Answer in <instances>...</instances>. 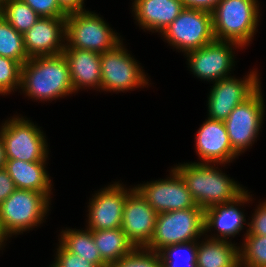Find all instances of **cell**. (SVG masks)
Here are the masks:
<instances>
[{
  "label": "cell",
  "instance_id": "obj_1",
  "mask_svg": "<svg viewBox=\"0 0 266 267\" xmlns=\"http://www.w3.org/2000/svg\"><path fill=\"white\" fill-rule=\"evenodd\" d=\"M20 87L27 96L41 101L74 92L65 56L31 57L21 67Z\"/></svg>",
  "mask_w": 266,
  "mask_h": 267
},
{
  "label": "cell",
  "instance_id": "obj_2",
  "mask_svg": "<svg viewBox=\"0 0 266 267\" xmlns=\"http://www.w3.org/2000/svg\"><path fill=\"white\" fill-rule=\"evenodd\" d=\"M185 181L197 205L204 211L231 202L244 191L240 184L208 163H185L174 168Z\"/></svg>",
  "mask_w": 266,
  "mask_h": 267
},
{
  "label": "cell",
  "instance_id": "obj_3",
  "mask_svg": "<svg viewBox=\"0 0 266 267\" xmlns=\"http://www.w3.org/2000/svg\"><path fill=\"white\" fill-rule=\"evenodd\" d=\"M258 8L256 0H221L212 12L215 40L246 46L256 32Z\"/></svg>",
  "mask_w": 266,
  "mask_h": 267
},
{
  "label": "cell",
  "instance_id": "obj_4",
  "mask_svg": "<svg viewBox=\"0 0 266 267\" xmlns=\"http://www.w3.org/2000/svg\"><path fill=\"white\" fill-rule=\"evenodd\" d=\"M204 216L201 208L159 213L154 235L145 249L158 252L170 245L196 241L205 233Z\"/></svg>",
  "mask_w": 266,
  "mask_h": 267
},
{
  "label": "cell",
  "instance_id": "obj_5",
  "mask_svg": "<svg viewBox=\"0 0 266 267\" xmlns=\"http://www.w3.org/2000/svg\"><path fill=\"white\" fill-rule=\"evenodd\" d=\"M64 40L67 41L65 48L85 49L100 54L110 51L122 43L117 34L101 17L86 10L66 16Z\"/></svg>",
  "mask_w": 266,
  "mask_h": 267
},
{
  "label": "cell",
  "instance_id": "obj_6",
  "mask_svg": "<svg viewBox=\"0 0 266 267\" xmlns=\"http://www.w3.org/2000/svg\"><path fill=\"white\" fill-rule=\"evenodd\" d=\"M49 199L45 193L16 189L0 204V223L5 234L10 237L40 224L49 210Z\"/></svg>",
  "mask_w": 266,
  "mask_h": 267
},
{
  "label": "cell",
  "instance_id": "obj_7",
  "mask_svg": "<svg viewBox=\"0 0 266 267\" xmlns=\"http://www.w3.org/2000/svg\"><path fill=\"white\" fill-rule=\"evenodd\" d=\"M29 121L13 117L2 125L0 136L4 141L7 160L36 162L48 158L43 132Z\"/></svg>",
  "mask_w": 266,
  "mask_h": 267
},
{
  "label": "cell",
  "instance_id": "obj_8",
  "mask_svg": "<svg viewBox=\"0 0 266 267\" xmlns=\"http://www.w3.org/2000/svg\"><path fill=\"white\" fill-rule=\"evenodd\" d=\"M162 34L172 46L185 53L199 49L215 40L212 13L184 8Z\"/></svg>",
  "mask_w": 266,
  "mask_h": 267
},
{
  "label": "cell",
  "instance_id": "obj_9",
  "mask_svg": "<svg viewBox=\"0 0 266 267\" xmlns=\"http://www.w3.org/2000/svg\"><path fill=\"white\" fill-rule=\"evenodd\" d=\"M260 88L237 105L224 121L232 149L238 155L251 146L261 128L265 105Z\"/></svg>",
  "mask_w": 266,
  "mask_h": 267
},
{
  "label": "cell",
  "instance_id": "obj_10",
  "mask_svg": "<svg viewBox=\"0 0 266 267\" xmlns=\"http://www.w3.org/2000/svg\"><path fill=\"white\" fill-rule=\"evenodd\" d=\"M122 45L100 54L101 90L128 91L148 84L146 74Z\"/></svg>",
  "mask_w": 266,
  "mask_h": 267
},
{
  "label": "cell",
  "instance_id": "obj_11",
  "mask_svg": "<svg viewBox=\"0 0 266 267\" xmlns=\"http://www.w3.org/2000/svg\"><path fill=\"white\" fill-rule=\"evenodd\" d=\"M170 179L156 180L134 187L159 214L181 209L200 208L181 175L173 168Z\"/></svg>",
  "mask_w": 266,
  "mask_h": 267
},
{
  "label": "cell",
  "instance_id": "obj_12",
  "mask_svg": "<svg viewBox=\"0 0 266 267\" xmlns=\"http://www.w3.org/2000/svg\"><path fill=\"white\" fill-rule=\"evenodd\" d=\"M257 75L252 71L244 80L228 76L215 82L208 97V118L225 121L237 105L261 86Z\"/></svg>",
  "mask_w": 266,
  "mask_h": 267
},
{
  "label": "cell",
  "instance_id": "obj_13",
  "mask_svg": "<svg viewBox=\"0 0 266 267\" xmlns=\"http://www.w3.org/2000/svg\"><path fill=\"white\" fill-rule=\"evenodd\" d=\"M231 41L214 40L203 47L186 53L191 71L200 79L217 82L228 77L234 63Z\"/></svg>",
  "mask_w": 266,
  "mask_h": 267
},
{
  "label": "cell",
  "instance_id": "obj_14",
  "mask_svg": "<svg viewBox=\"0 0 266 267\" xmlns=\"http://www.w3.org/2000/svg\"><path fill=\"white\" fill-rule=\"evenodd\" d=\"M158 213L132 188L123 208L121 229L135 248H145L151 241Z\"/></svg>",
  "mask_w": 266,
  "mask_h": 267
},
{
  "label": "cell",
  "instance_id": "obj_15",
  "mask_svg": "<svg viewBox=\"0 0 266 267\" xmlns=\"http://www.w3.org/2000/svg\"><path fill=\"white\" fill-rule=\"evenodd\" d=\"M123 185L115 183L96 193L89 204L88 229L106 230L120 228L123 220V208L127 195Z\"/></svg>",
  "mask_w": 266,
  "mask_h": 267
},
{
  "label": "cell",
  "instance_id": "obj_16",
  "mask_svg": "<svg viewBox=\"0 0 266 267\" xmlns=\"http://www.w3.org/2000/svg\"><path fill=\"white\" fill-rule=\"evenodd\" d=\"M66 34V17H40L23 34L28 56H57L63 53L66 44L62 37Z\"/></svg>",
  "mask_w": 266,
  "mask_h": 267
},
{
  "label": "cell",
  "instance_id": "obj_17",
  "mask_svg": "<svg viewBox=\"0 0 266 267\" xmlns=\"http://www.w3.org/2000/svg\"><path fill=\"white\" fill-rule=\"evenodd\" d=\"M195 138L196 152L205 163L225 164L238 155L232 149L224 121L208 118Z\"/></svg>",
  "mask_w": 266,
  "mask_h": 267
},
{
  "label": "cell",
  "instance_id": "obj_18",
  "mask_svg": "<svg viewBox=\"0 0 266 267\" xmlns=\"http://www.w3.org/2000/svg\"><path fill=\"white\" fill-rule=\"evenodd\" d=\"M74 93L81 87L101 86L100 53L79 48H64Z\"/></svg>",
  "mask_w": 266,
  "mask_h": 267
},
{
  "label": "cell",
  "instance_id": "obj_19",
  "mask_svg": "<svg viewBox=\"0 0 266 267\" xmlns=\"http://www.w3.org/2000/svg\"><path fill=\"white\" fill-rule=\"evenodd\" d=\"M250 199V195L247 191H244L231 202L206 209L204 211L205 232L214 227L220 233V237L217 234V239L226 240L228 236L234 237L242 230L243 223L245 222L244 214L236 206Z\"/></svg>",
  "mask_w": 266,
  "mask_h": 267
},
{
  "label": "cell",
  "instance_id": "obj_20",
  "mask_svg": "<svg viewBox=\"0 0 266 267\" xmlns=\"http://www.w3.org/2000/svg\"><path fill=\"white\" fill-rule=\"evenodd\" d=\"M133 11L142 29L162 33L184 9L181 0H135Z\"/></svg>",
  "mask_w": 266,
  "mask_h": 267
},
{
  "label": "cell",
  "instance_id": "obj_21",
  "mask_svg": "<svg viewBox=\"0 0 266 267\" xmlns=\"http://www.w3.org/2000/svg\"><path fill=\"white\" fill-rule=\"evenodd\" d=\"M46 160L27 162L6 160L5 169L14 181L16 189L45 193L50 198L51 180L45 170Z\"/></svg>",
  "mask_w": 266,
  "mask_h": 267
},
{
  "label": "cell",
  "instance_id": "obj_22",
  "mask_svg": "<svg viewBox=\"0 0 266 267\" xmlns=\"http://www.w3.org/2000/svg\"><path fill=\"white\" fill-rule=\"evenodd\" d=\"M227 240L209 238L197 245V267H241L239 249Z\"/></svg>",
  "mask_w": 266,
  "mask_h": 267
},
{
  "label": "cell",
  "instance_id": "obj_23",
  "mask_svg": "<svg viewBox=\"0 0 266 267\" xmlns=\"http://www.w3.org/2000/svg\"><path fill=\"white\" fill-rule=\"evenodd\" d=\"M92 235L101 258L109 266L124 256L129 255L135 249L121 227L106 230H92Z\"/></svg>",
  "mask_w": 266,
  "mask_h": 267
},
{
  "label": "cell",
  "instance_id": "obj_24",
  "mask_svg": "<svg viewBox=\"0 0 266 267\" xmlns=\"http://www.w3.org/2000/svg\"><path fill=\"white\" fill-rule=\"evenodd\" d=\"M61 244L71 253L82 256L97 267H109V265L101 258L97 249L92 230H62Z\"/></svg>",
  "mask_w": 266,
  "mask_h": 267
},
{
  "label": "cell",
  "instance_id": "obj_25",
  "mask_svg": "<svg viewBox=\"0 0 266 267\" xmlns=\"http://www.w3.org/2000/svg\"><path fill=\"white\" fill-rule=\"evenodd\" d=\"M1 16L19 33H26L40 16L22 0H0Z\"/></svg>",
  "mask_w": 266,
  "mask_h": 267
},
{
  "label": "cell",
  "instance_id": "obj_26",
  "mask_svg": "<svg viewBox=\"0 0 266 267\" xmlns=\"http://www.w3.org/2000/svg\"><path fill=\"white\" fill-rule=\"evenodd\" d=\"M0 56L13 59L21 66L30 59L23 34L12 27L0 14Z\"/></svg>",
  "mask_w": 266,
  "mask_h": 267
},
{
  "label": "cell",
  "instance_id": "obj_27",
  "mask_svg": "<svg viewBox=\"0 0 266 267\" xmlns=\"http://www.w3.org/2000/svg\"><path fill=\"white\" fill-rule=\"evenodd\" d=\"M197 244L190 241L160 249L158 254L162 267H197Z\"/></svg>",
  "mask_w": 266,
  "mask_h": 267
},
{
  "label": "cell",
  "instance_id": "obj_28",
  "mask_svg": "<svg viewBox=\"0 0 266 267\" xmlns=\"http://www.w3.org/2000/svg\"><path fill=\"white\" fill-rule=\"evenodd\" d=\"M244 246L239 250L240 266L266 267V236L246 234Z\"/></svg>",
  "mask_w": 266,
  "mask_h": 267
},
{
  "label": "cell",
  "instance_id": "obj_29",
  "mask_svg": "<svg viewBox=\"0 0 266 267\" xmlns=\"http://www.w3.org/2000/svg\"><path fill=\"white\" fill-rule=\"evenodd\" d=\"M109 267H162V264L158 252L145 248H135L129 255L124 256Z\"/></svg>",
  "mask_w": 266,
  "mask_h": 267
},
{
  "label": "cell",
  "instance_id": "obj_30",
  "mask_svg": "<svg viewBox=\"0 0 266 267\" xmlns=\"http://www.w3.org/2000/svg\"><path fill=\"white\" fill-rule=\"evenodd\" d=\"M21 67L17 61L0 56V94H8L20 87Z\"/></svg>",
  "mask_w": 266,
  "mask_h": 267
},
{
  "label": "cell",
  "instance_id": "obj_31",
  "mask_svg": "<svg viewBox=\"0 0 266 267\" xmlns=\"http://www.w3.org/2000/svg\"><path fill=\"white\" fill-rule=\"evenodd\" d=\"M40 17H66L67 14L59 7L57 0H22Z\"/></svg>",
  "mask_w": 266,
  "mask_h": 267
},
{
  "label": "cell",
  "instance_id": "obj_32",
  "mask_svg": "<svg viewBox=\"0 0 266 267\" xmlns=\"http://www.w3.org/2000/svg\"><path fill=\"white\" fill-rule=\"evenodd\" d=\"M55 267H97L92 262L69 252L61 243L58 246Z\"/></svg>",
  "mask_w": 266,
  "mask_h": 267
},
{
  "label": "cell",
  "instance_id": "obj_33",
  "mask_svg": "<svg viewBox=\"0 0 266 267\" xmlns=\"http://www.w3.org/2000/svg\"><path fill=\"white\" fill-rule=\"evenodd\" d=\"M248 226L249 229L246 234L266 236V202L260 204V207L258 205V209Z\"/></svg>",
  "mask_w": 266,
  "mask_h": 267
},
{
  "label": "cell",
  "instance_id": "obj_34",
  "mask_svg": "<svg viewBox=\"0 0 266 267\" xmlns=\"http://www.w3.org/2000/svg\"><path fill=\"white\" fill-rule=\"evenodd\" d=\"M16 190L14 181L5 168L0 169V204Z\"/></svg>",
  "mask_w": 266,
  "mask_h": 267
},
{
  "label": "cell",
  "instance_id": "obj_35",
  "mask_svg": "<svg viewBox=\"0 0 266 267\" xmlns=\"http://www.w3.org/2000/svg\"><path fill=\"white\" fill-rule=\"evenodd\" d=\"M221 0H181L184 8L203 10L212 13Z\"/></svg>",
  "mask_w": 266,
  "mask_h": 267
},
{
  "label": "cell",
  "instance_id": "obj_36",
  "mask_svg": "<svg viewBox=\"0 0 266 267\" xmlns=\"http://www.w3.org/2000/svg\"><path fill=\"white\" fill-rule=\"evenodd\" d=\"M59 7L68 15L84 11V0H57Z\"/></svg>",
  "mask_w": 266,
  "mask_h": 267
},
{
  "label": "cell",
  "instance_id": "obj_37",
  "mask_svg": "<svg viewBox=\"0 0 266 267\" xmlns=\"http://www.w3.org/2000/svg\"><path fill=\"white\" fill-rule=\"evenodd\" d=\"M6 160L4 141L0 136V169L5 168Z\"/></svg>",
  "mask_w": 266,
  "mask_h": 267
},
{
  "label": "cell",
  "instance_id": "obj_38",
  "mask_svg": "<svg viewBox=\"0 0 266 267\" xmlns=\"http://www.w3.org/2000/svg\"><path fill=\"white\" fill-rule=\"evenodd\" d=\"M8 236L5 234V232L2 229L1 223H0V249L2 247V242H4L5 239H7Z\"/></svg>",
  "mask_w": 266,
  "mask_h": 267
}]
</instances>
